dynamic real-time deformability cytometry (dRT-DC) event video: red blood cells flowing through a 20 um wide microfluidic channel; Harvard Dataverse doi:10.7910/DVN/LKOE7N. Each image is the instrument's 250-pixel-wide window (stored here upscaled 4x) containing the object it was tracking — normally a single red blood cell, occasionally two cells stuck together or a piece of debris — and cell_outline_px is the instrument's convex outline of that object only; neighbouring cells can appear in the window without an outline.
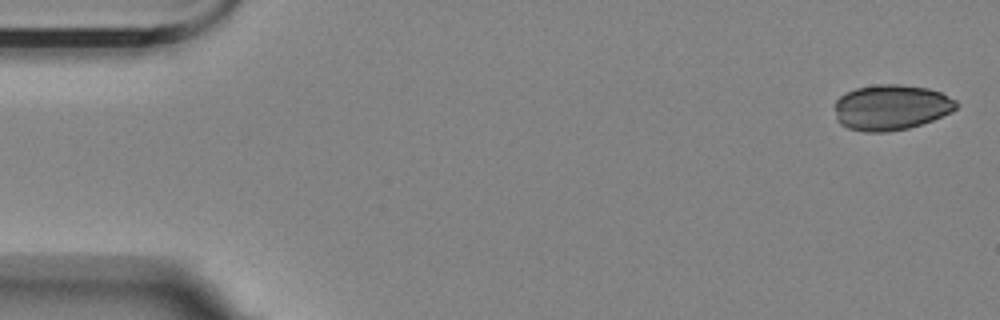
{"species": "Egyptian fruit bat (a non-hibernating species)", "species_latin": "Rousettus aegyptiacus", "temperature_condition": "room temperature", "stored_images_in_passage": 6, "camera_frame_rate_fps": 3000, "um_per_image_px": 0.085, "animal": {"sex": "female"}, "frame": {"image": 1, "passage_image": 1, "time_ms": 0.0, "image_size_px": [1000, 320], "cell_outline_px": [[960, 104], [952, 112], [932, 120], [908, 128], [888, 132], [864, 132], [848, 128], [840, 124], [836, 120], [832, 104], [844, 92], [856, 88], [876, 84], [900, 84], [928, 88], [940, 92], [956, 100]], "centroid_in_image_um": [75.7, 9.12], "position_along_channel_um": 9.3, "area_um2": 32.71}}
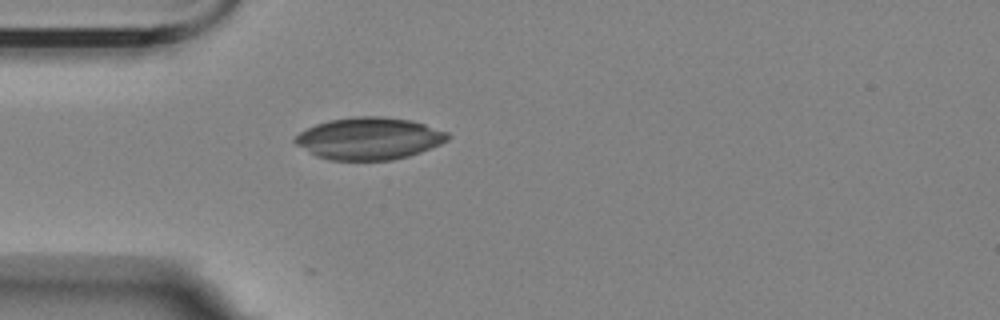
{"frame": {"image": 2, "passage_image": 5, "time_ms": 4.667, "image_size_px": [1000, 320], "cell_outline_px": [[452, 136], [448, 140], [440, 144], [420, 152], [408, 156], [392, 160], [328, 160], [316, 156], [308, 152], [296, 144], [292, 140], [300, 132], [316, 124], [332, 120], [356, 116], [384, 116], [412, 120], [448, 132]], "centroid_in_image_um": [31.39, 11.77], "position_along_channel_um": 53.6, "area_um2": 37.51}}